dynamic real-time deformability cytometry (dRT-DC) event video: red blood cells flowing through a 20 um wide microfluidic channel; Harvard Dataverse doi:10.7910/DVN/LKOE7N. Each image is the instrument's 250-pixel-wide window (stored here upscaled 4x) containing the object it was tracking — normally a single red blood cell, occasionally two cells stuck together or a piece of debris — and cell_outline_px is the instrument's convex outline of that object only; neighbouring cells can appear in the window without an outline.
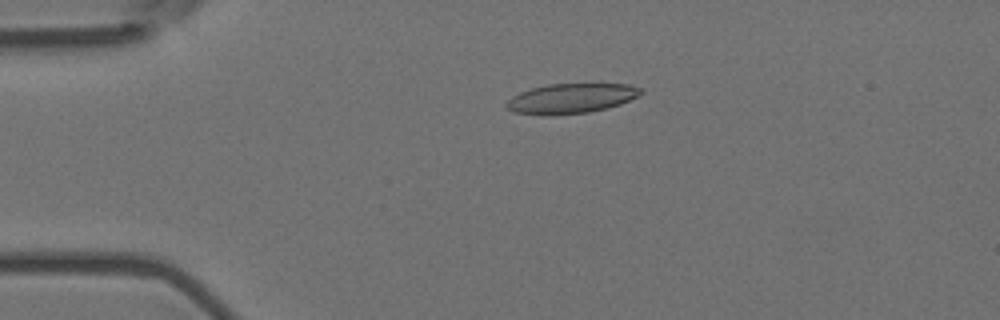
{"species": "Egyptian fruit bat (a non-hibernating species)", "species_latin": "Rousettus aegyptiacus", "temperature_condition": "room temperature", "stored_images_in_passage": 56, "camera_frame_rate_fps": 3000, "um_per_image_px": 0.085, "animal": {"sex": "female"}, "frame": {"image": 1, "passage_image": 12, "time_ms": 3.667, "image_size_px": [1000, 320], "cell_outline_px": [[644, 92], [640, 96], [620, 104], [588, 112], [548, 116], [540, 116], [512, 112], [504, 104], [512, 96], [520, 92], [532, 88], [548, 84], [628, 84], [640, 88]], "centroid_in_image_um": [48.51, 8.38], "position_along_channel_um": 36.5, "area_um2": 23.52}}
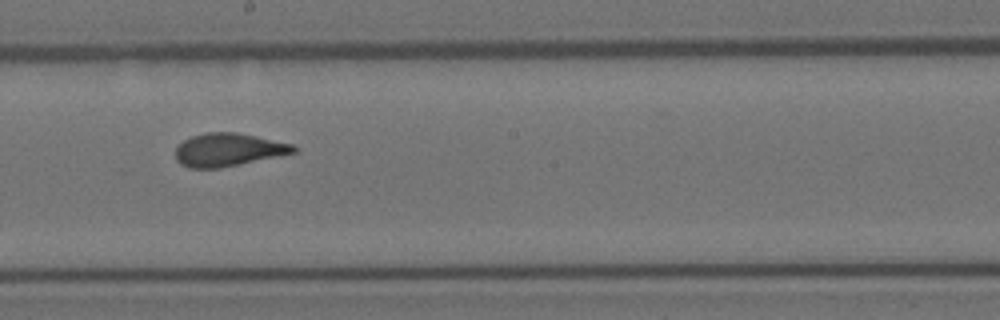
{"frame": {"image": 2, "passage_image": 31, "time_ms": 10.0, "image_size_px": [1000, 320], "cell_outline_px": [[296, 152], [220, 168], [188, 168], [180, 164], [176, 160], [176, 148], [184, 140], [192, 136], [204, 132], [236, 132], [256, 136], [292, 144], [296, 148]], "centroid_in_image_um": [19.36, 12.73], "position_along_channel_um": 228.8, "area_um2": 22.54}}
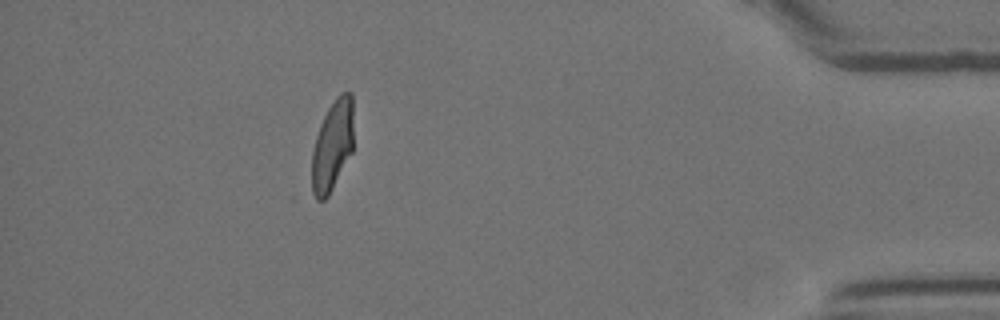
{"frame": {"image": 3, "passage_image": 50, "time_ms": 16.333, "image_size_px": [1000, 320], "cell_outline_px": [[352, 152], [328, 196], [324, 200], [316, 200], [312, 192], [312, 152], [316, 136], [320, 124], [328, 108], [336, 96], [340, 92], [352, 92]], "centroid_in_image_um": [28.24, 12.37], "position_along_channel_um": 407.0, "area_um2": 21.91}, "authors_computed_cell_mechanics": {"area_um2": 23.0622, "velocity_mm_per_s": 3.6135, "shape_relaxation_time_tau1_ms": 5.9452, "shape_relaxation_time_tau2_ms": 0.9803, "deformation_change_tau1": 0.194, "deformation_change_tau2": 0.0757}}